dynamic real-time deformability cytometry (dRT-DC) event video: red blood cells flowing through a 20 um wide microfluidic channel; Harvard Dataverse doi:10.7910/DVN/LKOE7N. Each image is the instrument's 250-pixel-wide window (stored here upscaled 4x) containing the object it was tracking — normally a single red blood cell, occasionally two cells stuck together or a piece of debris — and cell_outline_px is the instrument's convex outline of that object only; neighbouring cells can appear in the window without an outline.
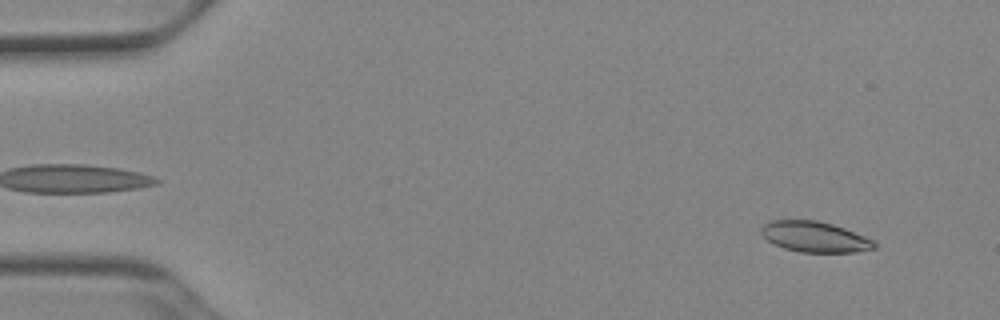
{"species": "Egyptian fruit bat (a non-hibernating species)", "species_latin": "Rousettus aegyptiacus", "temperature_condition": "cold", "stored_images_in_passage": 51, "camera_frame_rate_fps": 3000, "um_per_image_px": 0.085, "animal": {"sex": "female"}, "frame": {"image": 1, "passage_image": 4, "time_ms": 1.0, "image_size_px": [1000, 320], "cell_outline_px": [[876, 248], [856, 252], [800, 252], [784, 248], [768, 240], [760, 232], [760, 228], [768, 220], [816, 220], [832, 224], [844, 228], [864, 236], [872, 240], [876, 244]], "centroid_in_image_um": [69.23, 20.12], "position_along_channel_um": 15.8, "area_um2": 20.06}}
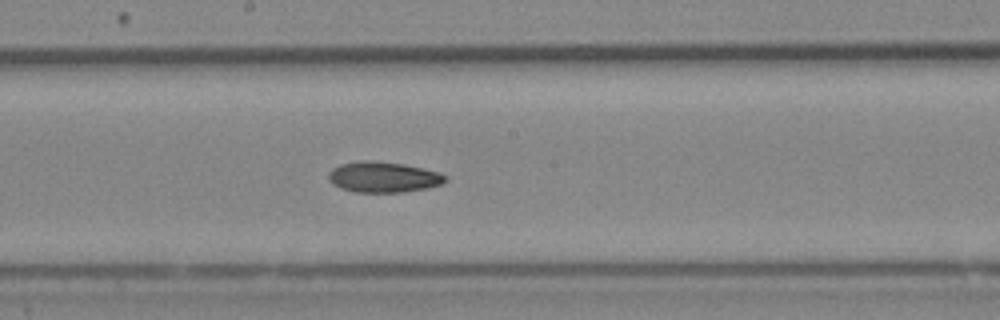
{"frame": {"image": 2, "passage_image": 28, "time_ms": 9.0, "image_size_px": [1000, 320], "cell_outline_px": [[448, 180], [444, 184], [428, 188], [404, 192], [356, 192], [340, 188], [332, 184], [328, 180], [328, 172], [332, 168], [340, 164], [360, 160], [372, 160], [404, 164], [424, 168], [440, 172], [448, 176]], "centroid_in_image_um": [32.61, 15.05], "position_along_channel_um": 215.6, "area_um2": 21.33}}
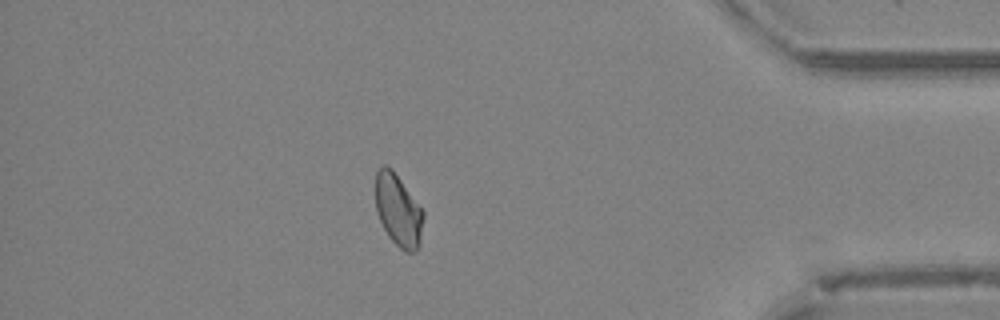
{"frame": {"image": 3, "passage_image": 45, "time_ms": 14.667, "image_size_px": [1000, 320], "cell_outline_px": [[424, 216], [420, 244], [416, 252], [404, 252], [388, 236], [376, 212], [376, 172], [384, 164], [392, 168], [424, 212]], "centroid_in_image_um": [33.86, 17.9], "position_along_channel_um": 401.3, "area_um2": 20.06}}